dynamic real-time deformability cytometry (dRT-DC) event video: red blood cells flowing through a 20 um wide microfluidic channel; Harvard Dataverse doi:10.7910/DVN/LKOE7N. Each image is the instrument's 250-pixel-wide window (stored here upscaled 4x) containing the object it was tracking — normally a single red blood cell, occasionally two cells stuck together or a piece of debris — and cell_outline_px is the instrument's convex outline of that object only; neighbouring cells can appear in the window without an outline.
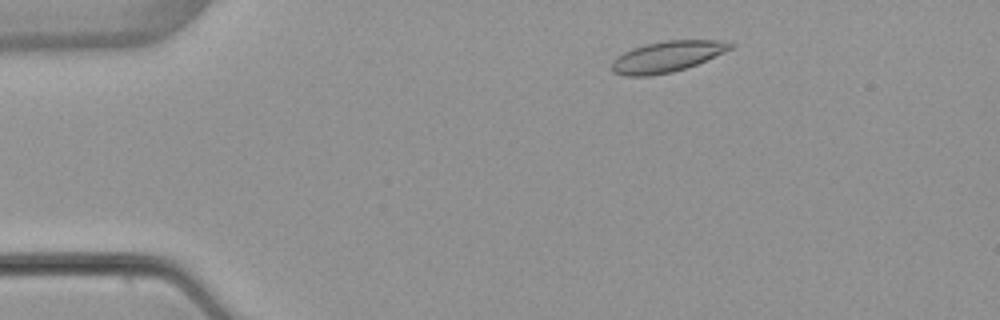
{"species": "common noctule bat (a hibernating species)", "species_latin": "Nyctalus noctula", "temperature_condition": "warm", "stored_images_in_passage": 3, "camera_frame_rate_fps": 3000, "um_per_image_px": 0.085, "animal": {"sex": "female", "body_mass_g": 22.7, "forearm_length_mm": 54.2}, "frame": {"image": 1, "passage_image": 1, "time_ms": 0.0, "image_size_px": [1000, 320], "cell_outline_px": [[736, 44], [732, 48], [724, 52], [696, 64], [672, 72], [648, 76], [624, 76], [612, 72], [612, 60], [616, 56], [632, 48], [644, 44], [664, 40], [720, 40]], "centroid_in_image_um": [56.66, 4.8], "position_along_channel_um": 28.3, "area_um2": 21.39}}
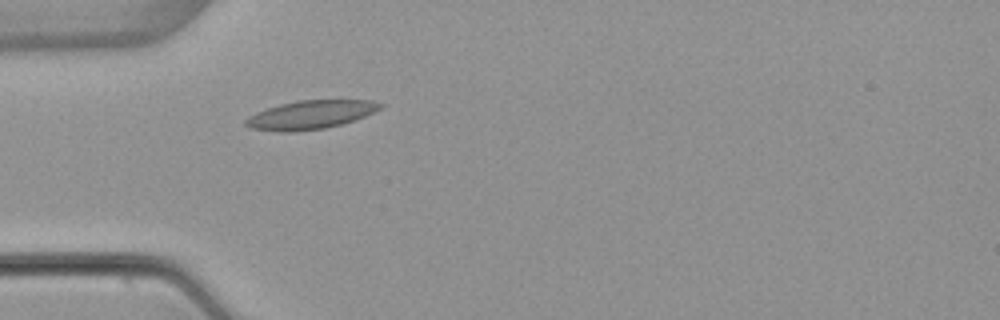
{"frame": {"image": 2, "passage_image": 3, "time_ms": 2.333, "image_size_px": [1000, 320], "cell_outline_px": [[384, 104], [380, 108], [364, 116], [340, 124], [324, 128], [292, 132], [276, 132], [252, 128], [244, 124], [244, 120], [248, 116], [256, 112], [280, 104], [300, 100], [372, 100]], "centroid_in_image_um": [26.34, 9.75], "position_along_channel_um": 58.7, "area_um2": 22.2}}